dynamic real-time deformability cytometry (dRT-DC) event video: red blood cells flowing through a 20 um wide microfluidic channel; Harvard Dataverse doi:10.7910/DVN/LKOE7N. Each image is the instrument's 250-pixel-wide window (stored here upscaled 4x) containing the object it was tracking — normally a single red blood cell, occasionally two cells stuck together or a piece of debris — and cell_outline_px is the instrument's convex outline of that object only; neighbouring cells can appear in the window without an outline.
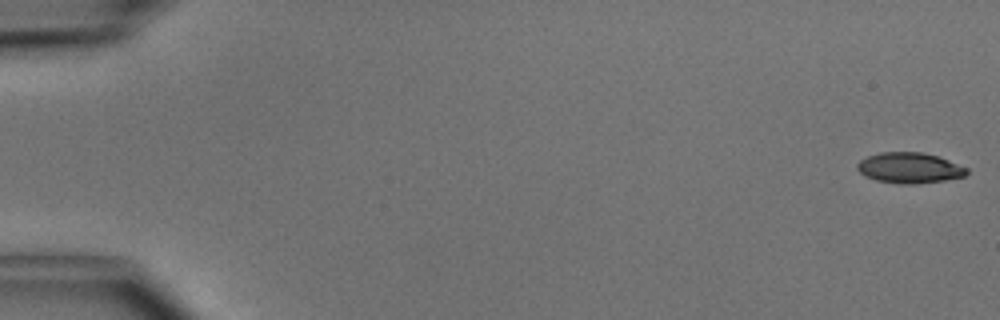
{"species": "common noctule bat (a hibernating species)", "species_latin": "Nyctalus noctula", "temperature_condition": "cold", "stored_images_in_passage": 49, "camera_frame_rate_fps": 3000, "um_per_image_px": 0.085, "animal": {"sex": "male", "body_mass_g": 15.6}, "frame": {"image": 1, "passage_image": 1, "time_ms": 0.0, "image_size_px": [1000, 320], "cell_outline_px": [[968, 172], [964, 176], [944, 180], [916, 184], [900, 184], [876, 180], [864, 176], [856, 168], [856, 164], [860, 160], [868, 156], [880, 152], [920, 152], [936, 156], [948, 160], [968, 168]], "centroid_in_image_um": [77.27, 14.27], "position_along_channel_um": 7.7, "area_um2": 19.48}}
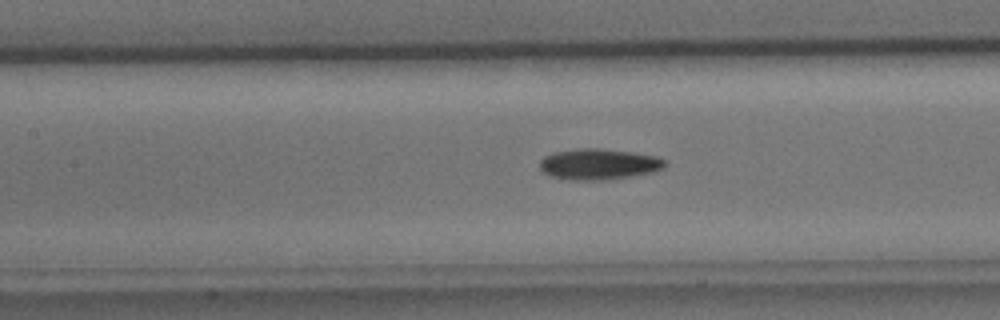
{"frame": {"image": 2, "passage_image": 23, "time_ms": 7.333, "image_size_px": [1000, 320], "cell_outline_px": [[668, 160], [664, 168], [652, 172], [604, 180], [568, 180], [552, 176], [544, 172], [540, 168], [540, 160], [544, 156], [556, 152], [580, 148], [600, 148], [632, 152], [656, 156]], "centroid_in_image_um": [50.91, 13.95], "position_along_channel_um": 156.5, "area_um2": 22.48}}
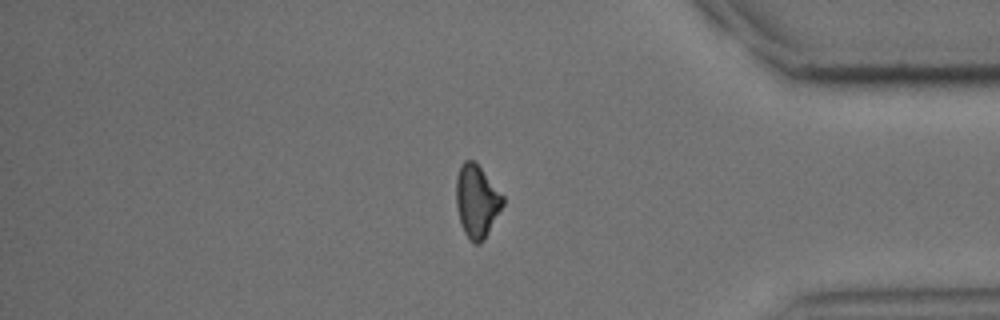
{"frame": {"image": 3, "passage_image": 42, "time_ms": 13.667, "image_size_px": [1000, 320], "cell_outline_px": [[504, 204], [488, 232], [480, 244], [472, 244], [464, 232], [460, 224], [456, 208], [456, 176], [460, 164], [464, 160], [472, 160], [480, 168], [504, 196]], "centroid_in_image_um": [40.5, 17.11], "position_along_channel_um": 394.7, "area_um2": 19.77}, "authors_computed_cell_mechanics": {"area_um2": 20.6346, "velocity_mm_per_s": 4.1068, "shape_relaxation_time_tau1_ms": 3.7084, "shape_relaxation_time_tau2_ms": null, "deformation_change_tau1": 0.1173, "deformation_change_tau2": null}}